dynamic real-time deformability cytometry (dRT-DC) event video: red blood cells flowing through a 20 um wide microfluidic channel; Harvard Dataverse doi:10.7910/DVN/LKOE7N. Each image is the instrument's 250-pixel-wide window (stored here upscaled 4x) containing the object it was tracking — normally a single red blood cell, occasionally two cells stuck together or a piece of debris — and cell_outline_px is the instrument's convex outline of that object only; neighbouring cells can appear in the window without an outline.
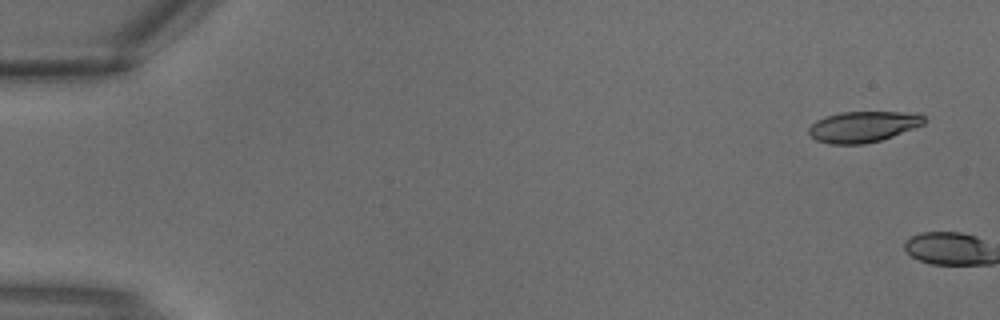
{"species": "common noctule bat (a hibernating species)", "species_latin": "Nyctalus noctula", "temperature_condition": "warm", "stored_images_in_passage": 3, "camera_frame_rate_fps": 3000, "um_per_image_px": 0.085, "animal": {"sex": "male", "body_mass_g": 18.8}, "frame": {"image": 1, "passage_image": 1, "time_ms": 0.0, "image_size_px": [1000, 320], "cell_outline_px": [[928, 120], [924, 124], [892, 136], [880, 140], [864, 144], [832, 144], [816, 140], [808, 132], [808, 128], [816, 120], [824, 116], [840, 112], [920, 112]], "centroid_in_image_um": [73.39, 10.75], "position_along_channel_um": 11.6, "area_um2": 20.92}}